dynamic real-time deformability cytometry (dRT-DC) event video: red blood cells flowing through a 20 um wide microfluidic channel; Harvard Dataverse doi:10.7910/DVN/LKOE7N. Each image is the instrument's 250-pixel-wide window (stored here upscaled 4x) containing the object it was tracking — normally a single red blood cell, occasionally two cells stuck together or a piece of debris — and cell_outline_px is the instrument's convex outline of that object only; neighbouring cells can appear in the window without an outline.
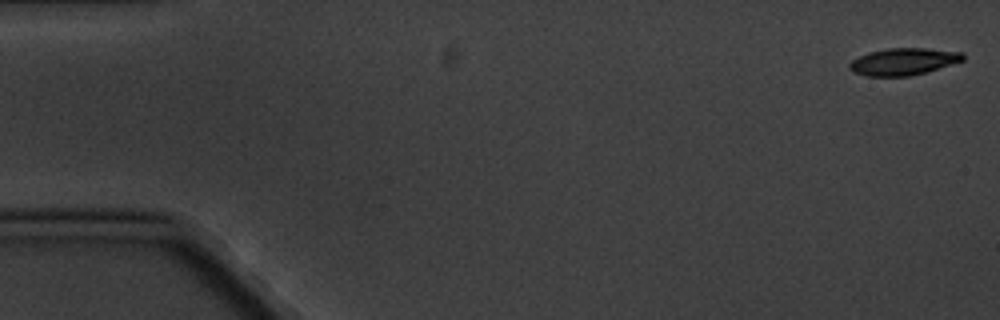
{"species": "common noctule bat (a hibernating species)", "species_latin": "Nyctalus noctula", "temperature_condition": "cold", "stored_images_in_passage": 7, "camera_frame_rate_fps": 3000, "um_per_image_px": 0.085, "animal": {"sex": "male", "body_mass_g": 20.1, "forearm_length_mm": 53.5}, "frame": {"image": 1, "passage_image": 1, "time_ms": 0.0, "image_size_px": [1000, 320], "cell_outline_px": [[964, 60], [924, 72], [908, 76], [868, 76], [852, 72], [848, 68], [848, 64], [852, 60], [868, 52], [888, 48], [928, 48], [964, 52]], "centroid_in_image_um": [76.76, 5.22], "position_along_channel_um": 8.2, "area_um2": 17.8}}
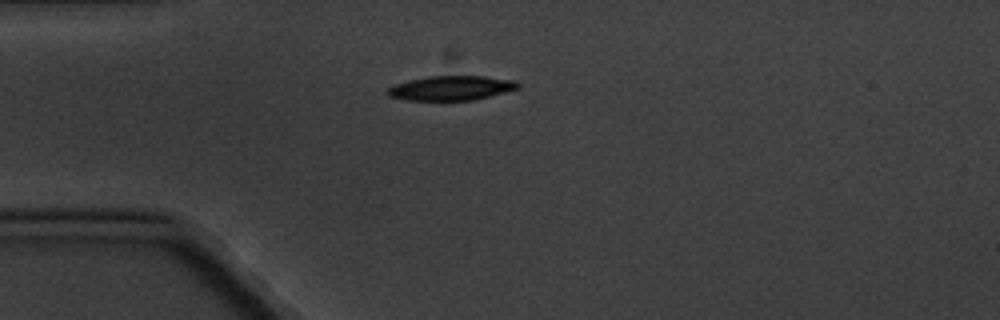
{"frame": {"image": 2, "passage_image": 5, "time_ms": 4.667, "image_size_px": [1000, 320], "cell_outline_px": [[520, 88], [472, 100], [404, 100], [388, 96], [384, 92], [388, 88], [396, 84], [428, 76], [484, 76], [516, 80], [520, 84]], "centroid_in_image_um": [38.35, 7.48], "position_along_channel_um": 46.7, "area_um2": 18.55}}